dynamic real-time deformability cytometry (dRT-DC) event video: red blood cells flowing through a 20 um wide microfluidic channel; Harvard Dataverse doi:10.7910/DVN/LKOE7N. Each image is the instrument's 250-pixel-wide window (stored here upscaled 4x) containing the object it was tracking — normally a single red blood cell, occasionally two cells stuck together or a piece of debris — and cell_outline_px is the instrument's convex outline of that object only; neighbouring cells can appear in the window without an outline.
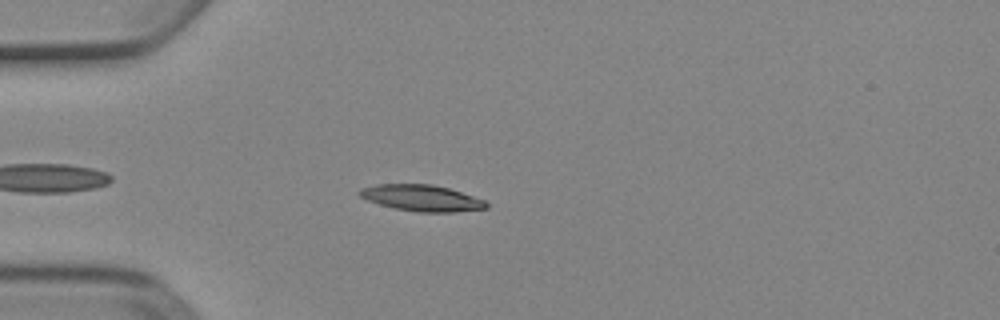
{"species": "Egyptian fruit bat (a non-hibernating species)", "species_latin": "Rousettus aegyptiacus", "temperature_condition": "cold", "stored_images_in_passage": 44, "camera_frame_rate_fps": 3000, "um_per_image_px": 0.085, "animal": {"sex": "female"}, "frame": {"image": 1, "passage_image": 6, "time_ms": 1.667, "image_size_px": [1000, 320], "cell_outline_px": [[488, 208], [456, 212], [416, 212], [396, 208], [380, 204], [368, 200], [360, 196], [356, 192], [360, 188], [376, 184], [432, 184], [448, 188], [484, 200], [488, 204]], "centroid_in_image_um": [35.82, 16.83], "position_along_channel_um": 49.2, "area_um2": 19.31}}
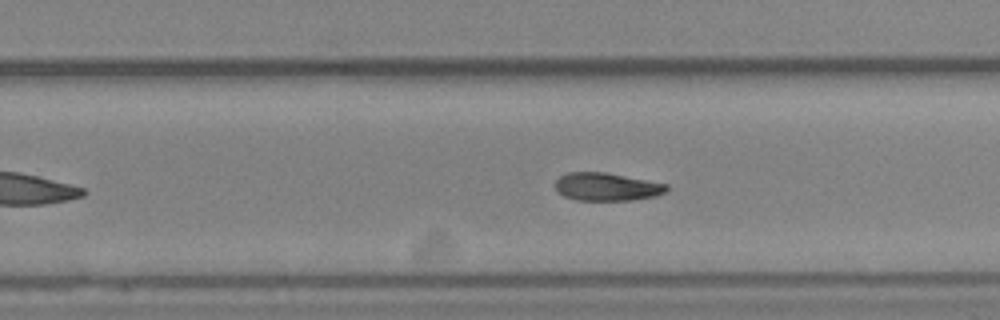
{"frame": {"image": 2, "passage_image": 25, "time_ms": 8.0, "image_size_px": [1000, 320], "cell_outline_px": [[668, 192], [656, 196], [632, 200], [576, 200], [564, 196], [556, 192], [556, 180], [560, 176], [568, 172], [604, 172], [668, 184]], "centroid_in_image_um": [51.58, 15.88], "position_along_channel_um": 278.2, "area_um2": 18.21}}
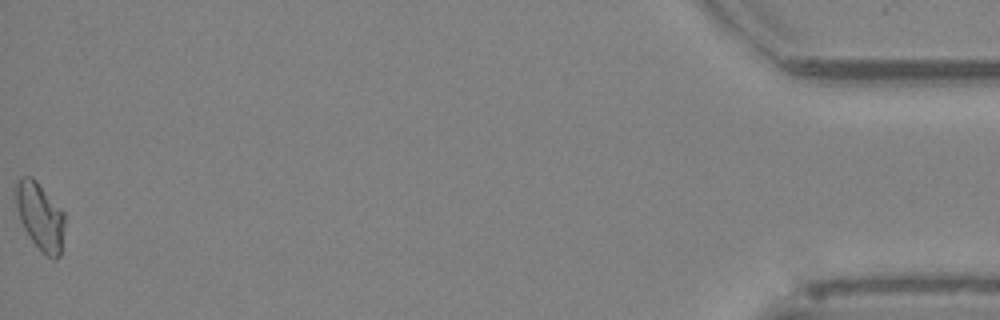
{"frame": {"image": 3, "passage_image": 44, "time_ms": 14.333, "image_size_px": [1000, 320], "cell_outline_px": [[64, 224], [60, 256], [56, 260], [52, 260], [28, 236], [20, 220], [12, 192], [20, 176], [32, 176], [36, 180], [64, 212]], "centroid_in_image_um": [3.37, 18.34], "position_along_channel_um": 431.8, "area_um2": 19.31}, "authors_computed_cell_mechanics": {"area_um2": 18.8717, "velocity_mm_per_s": 3.8924, "shape_relaxation_time_tau1_ms": 6.2289, "shape_relaxation_time_tau2_ms": null, "deformation_change_tau1": 0.1453, "deformation_change_tau2": null}}